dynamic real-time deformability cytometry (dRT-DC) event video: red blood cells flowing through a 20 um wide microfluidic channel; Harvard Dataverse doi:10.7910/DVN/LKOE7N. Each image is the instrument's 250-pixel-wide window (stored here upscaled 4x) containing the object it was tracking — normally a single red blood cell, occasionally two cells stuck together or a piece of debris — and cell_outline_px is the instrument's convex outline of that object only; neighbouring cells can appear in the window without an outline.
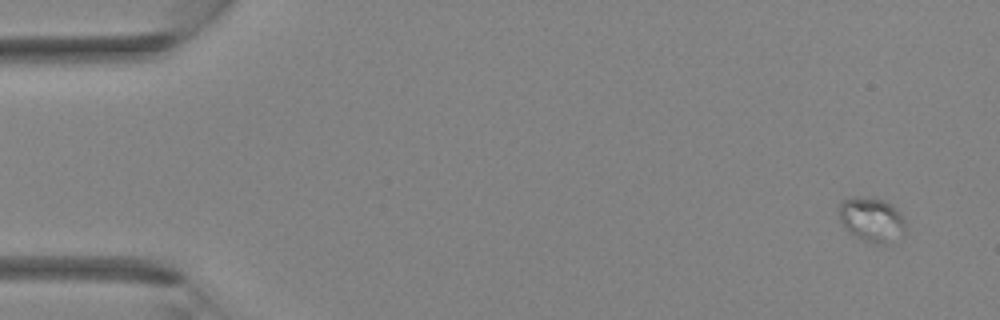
{"species": "Egyptian fruit bat (a non-hibernating species)", "species_latin": "Rousettus aegyptiacus", "temperature_condition": "room temperature", "stored_images_in_passage": 36, "camera_frame_rate_fps": 3000, "um_per_image_px": 0.085, "animal": {"sex": "female"}, "frame": {"image": 1, "passage_image": 2, "time_ms": 0.333, "image_size_px": [1000, 320], "cell_outline_px": [[904, 236], [888, 244], [876, 244], [864, 240], [852, 232], [840, 220], [840, 204], [844, 200], [852, 196], [884, 200], [892, 204], [900, 212], [904, 220]], "centroid_in_image_um": [74.16, 18.67], "position_along_channel_um": 10.8, "area_um2": 16.94}}
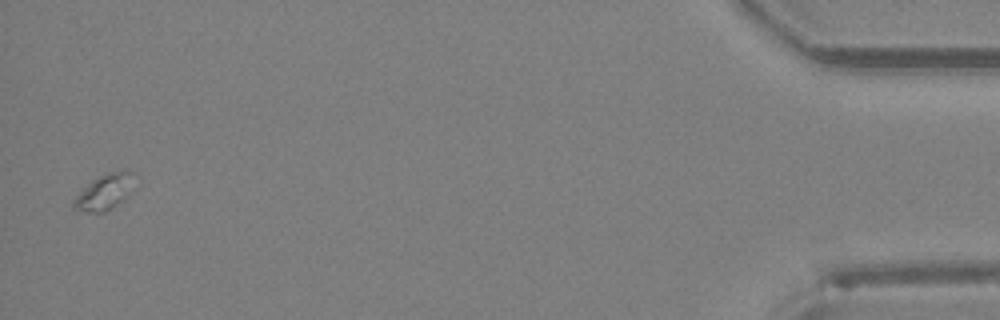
{"frame": {"image": 2, "passage_image": 36, "time_ms": 11.667, "image_size_px": [1000, 320], "cell_outline_px": [[140, 176], [132, 188], [120, 200], [104, 212], [88, 212], [72, 208], [72, 200], [92, 180], [108, 172], [124, 168]], "centroid_in_image_um": [8.93, 16.24], "position_along_channel_um": 426.3, "area_um2": 12.6}}